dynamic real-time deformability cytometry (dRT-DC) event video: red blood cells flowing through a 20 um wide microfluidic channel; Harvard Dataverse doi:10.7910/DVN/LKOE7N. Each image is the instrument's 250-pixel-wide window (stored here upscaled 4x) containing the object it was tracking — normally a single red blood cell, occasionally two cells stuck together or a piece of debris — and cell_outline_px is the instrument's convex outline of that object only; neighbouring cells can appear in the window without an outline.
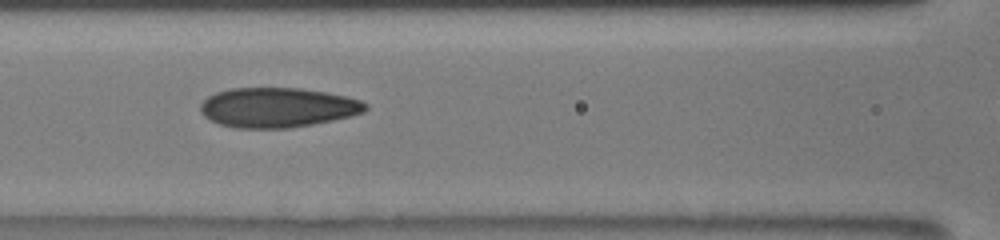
{"species": "human", "species_latin": "Homo sapiens", "temperature_condition": "room temperature", "stored_images_in_passage": 15, "camera_frame_rate_fps": 3000, "um_per_image_px": 0.085, "donor": {"sex": "male"}, "frame": {"image": 1, "passage_image": 7, "time_ms": 2.0, "image_size_px": [1000, 240], "cell_outline_px": [[368, 108], [364, 112], [352, 116], [312, 124], [288, 128], [232, 128], [220, 124], [204, 116], [200, 112], [200, 104], [208, 96], [216, 92], [232, 88], [300, 88], [328, 92], [360, 100], [368, 104]], "centroid_in_image_um": [23.59, 9.13], "position_along_channel_um": 143.0, "area_um2": 38.32}}
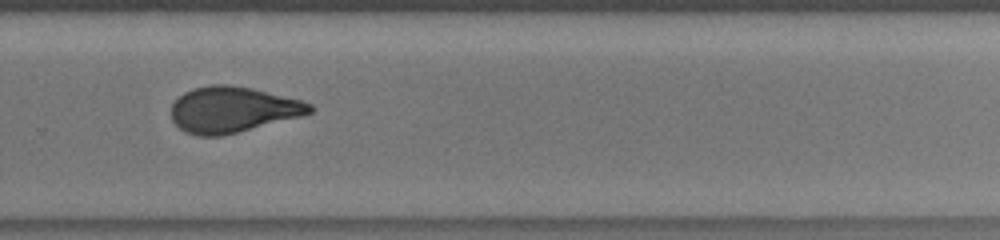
{"frame": {"image": 2, "passage_image": 11, "time_ms": 3.333, "image_size_px": [1000, 240], "cell_outline_px": [[316, 108], [312, 112], [304, 116], [220, 136], [200, 136], [184, 132], [172, 120], [172, 104], [184, 92], [192, 88], [208, 84], [228, 84], [252, 88], [300, 100], [312, 104]], "centroid_in_image_um": [19.79, 9.31], "position_along_channel_um": 310.0, "area_um2": 37.11}}
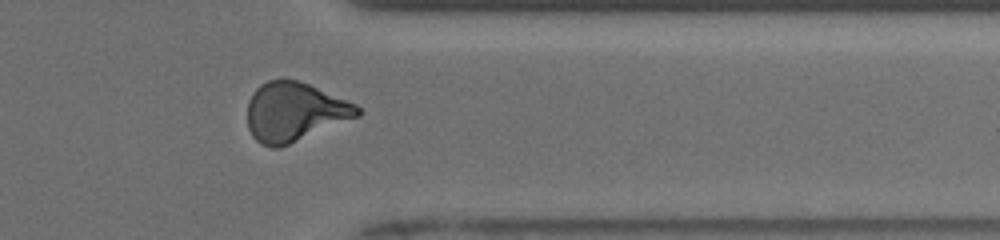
{"frame": {"image": 3, "passage_image": 13, "time_ms": 4.0, "image_size_px": [1000, 240], "cell_outline_px": [[360, 116], [280, 148], [272, 148], [260, 144], [252, 136], [248, 128], [248, 100], [256, 88], [260, 84], [268, 80], [296, 80], [308, 84], [356, 104], [360, 108]], "centroid_in_image_um": [25.02, 9.53], "position_along_channel_um": 386.4, "area_um2": 37.8}}